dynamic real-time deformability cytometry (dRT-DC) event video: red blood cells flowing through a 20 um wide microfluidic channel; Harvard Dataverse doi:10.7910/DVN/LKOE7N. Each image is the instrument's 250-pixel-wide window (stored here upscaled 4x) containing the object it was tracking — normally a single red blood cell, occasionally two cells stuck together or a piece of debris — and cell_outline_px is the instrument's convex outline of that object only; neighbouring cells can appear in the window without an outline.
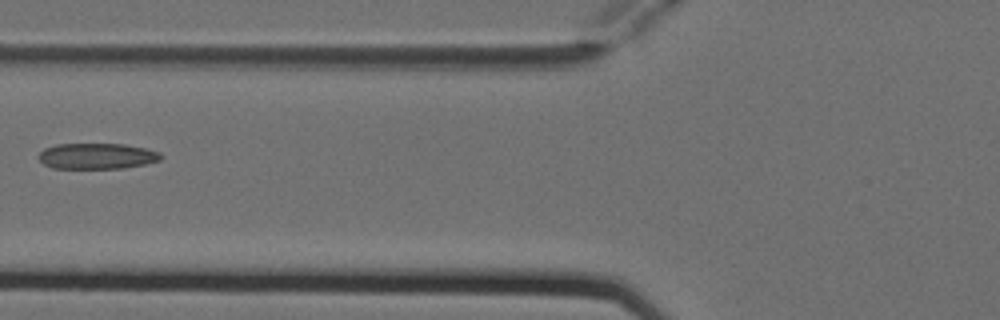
{"species": "Egyptian fruit bat (a non-hibernating species)", "species_latin": "Rousettus aegyptiacus", "temperature_condition": "cold", "stored_images_in_passage": 6, "camera_frame_rate_fps": 3000, "um_per_image_px": 0.085, "animal": {"sex": "female"}, "frame": {"image": 1, "passage_image": 5, "time_ms": 1.333, "image_size_px": [1000, 320], "cell_outline_px": [[160, 160], [144, 164], [124, 168], [52, 168], [44, 164], [40, 160], [40, 152], [44, 148], [56, 144], [124, 144], [144, 148], [160, 152]], "centroid_in_image_um": [8.22, 13.26], "position_along_channel_um": 117.6, "area_um2": 18.21}}
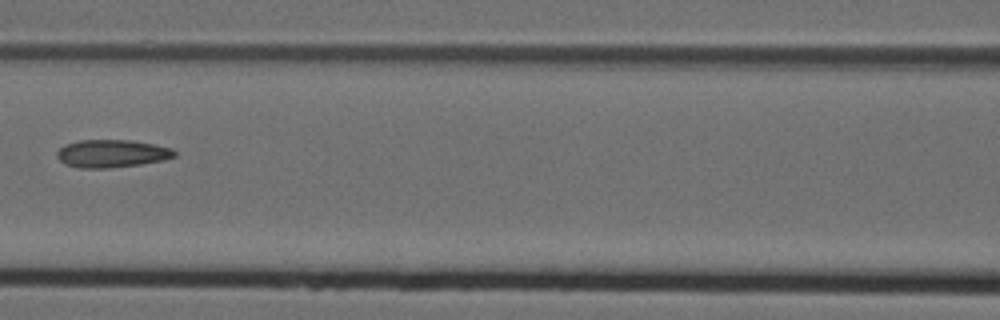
{"frame": {"image": 2, "passage_image": 6, "time_ms": 1.667, "image_size_px": [1000, 320], "cell_outline_px": [[176, 156], [164, 160], [140, 164], [108, 168], [80, 168], [64, 164], [56, 156], [56, 152], [64, 144], [80, 140], [132, 140], [172, 148], [176, 152]], "centroid_in_image_um": [9.48, 13.05], "position_along_channel_um": 157.1, "area_um2": 19.07}}